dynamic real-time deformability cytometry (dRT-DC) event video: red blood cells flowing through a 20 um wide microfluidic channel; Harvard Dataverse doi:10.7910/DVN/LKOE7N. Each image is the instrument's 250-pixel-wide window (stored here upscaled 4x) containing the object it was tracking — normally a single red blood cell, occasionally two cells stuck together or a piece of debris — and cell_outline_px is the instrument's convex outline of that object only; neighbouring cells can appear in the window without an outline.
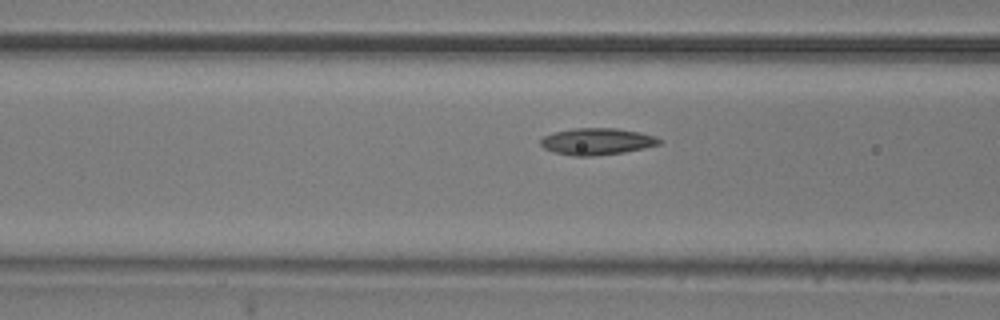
{"species": "common noctule bat (a hibernating species)", "species_latin": "Nyctalus noctula", "temperature_condition": "room temperature", "stored_images_in_passage": 6, "camera_frame_rate_fps": 3000, "um_per_image_px": 0.085, "animal": {"sex": "male", "body_mass_g": 20.5, "forearm_length_mm": 52.5}, "frame": {"image": 1, "passage_image": 4, "time_ms": 1.0, "image_size_px": [1000, 320], "cell_outline_px": [[664, 140], [660, 144], [644, 148], [624, 152], [596, 156], [572, 156], [556, 152], [544, 148], [540, 144], [540, 140], [544, 136], [552, 132], [572, 128], [616, 128], [640, 132], [656, 136]], "centroid_in_image_um": [50.76, 12.02], "position_along_channel_um": 115.8, "area_um2": 18.67}}